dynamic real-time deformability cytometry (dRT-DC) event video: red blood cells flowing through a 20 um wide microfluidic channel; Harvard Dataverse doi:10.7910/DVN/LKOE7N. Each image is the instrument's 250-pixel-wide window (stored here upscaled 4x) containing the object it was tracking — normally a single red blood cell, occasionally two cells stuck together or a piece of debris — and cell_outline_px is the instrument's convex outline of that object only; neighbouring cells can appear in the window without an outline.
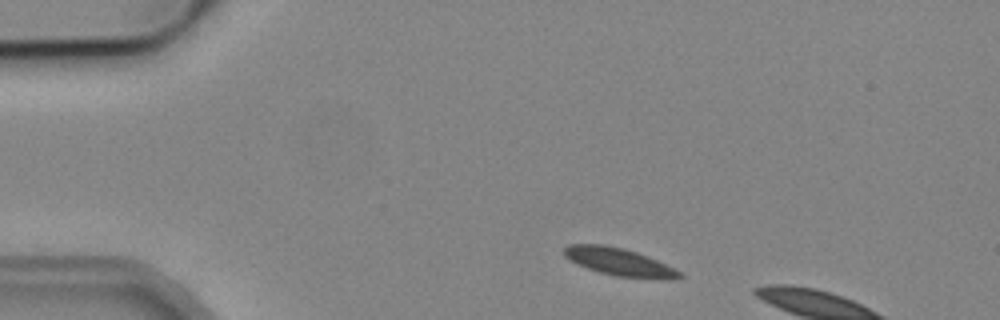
{"species": "common noctule bat (a hibernating species)", "species_latin": "Nyctalus noctula", "temperature_condition": "cold", "stored_images_in_passage": 2, "camera_frame_rate_fps": 3000, "um_per_image_px": 0.085, "animal": {"sex": "male", "body_mass_g": 19.2, "forearm_length_mm": 51.8}, "frame": {"image": 1, "passage_image": 1, "time_ms": 0.0, "image_size_px": [1000, 320], "cell_outline_px": [[684, 276], [668, 280], [656, 280], [616, 276], [600, 272], [576, 264], [564, 256], [564, 248], [568, 244], [604, 244], [624, 248], [648, 256], [680, 272]], "centroid_in_image_um": [52.62, 22.27], "position_along_channel_um": 32.4, "area_um2": 18.67}}